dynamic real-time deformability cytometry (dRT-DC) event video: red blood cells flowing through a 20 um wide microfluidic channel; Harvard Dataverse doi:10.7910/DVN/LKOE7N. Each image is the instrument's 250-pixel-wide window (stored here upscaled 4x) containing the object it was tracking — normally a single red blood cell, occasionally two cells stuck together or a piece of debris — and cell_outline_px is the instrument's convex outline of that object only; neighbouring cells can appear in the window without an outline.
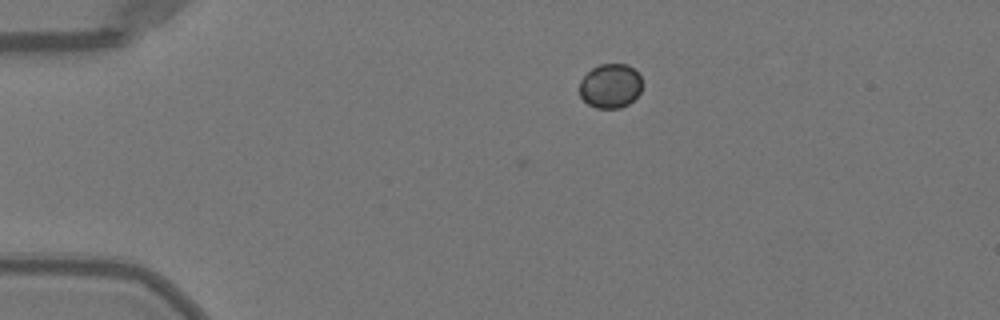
{"species": "Egyptian fruit bat (a non-hibernating species)", "species_latin": "Rousettus aegyptiacus", "temperature_condition": "warm", "stored_images_in_passage": 3, "camera_frame_rate_fps": 3000, "um_per_image_px": 0.085, "animal": {"sex": "female"}, "frame": {"image": 1, "passage_image": 1, "time_ms": 0.0, "image_size_px": [1000, 320], "cell_outline_px": [[640, 92], [628, 104], [620, 108], [596, 108], [588, 104], [580, 96], [580, 80], [592, 68], [600, 64], [628, 64], [640, 76]], "centroid_in_image_um": [51.86, 7.3], "position_along_channel_um": 33.1, "area_um2": 16.01}}